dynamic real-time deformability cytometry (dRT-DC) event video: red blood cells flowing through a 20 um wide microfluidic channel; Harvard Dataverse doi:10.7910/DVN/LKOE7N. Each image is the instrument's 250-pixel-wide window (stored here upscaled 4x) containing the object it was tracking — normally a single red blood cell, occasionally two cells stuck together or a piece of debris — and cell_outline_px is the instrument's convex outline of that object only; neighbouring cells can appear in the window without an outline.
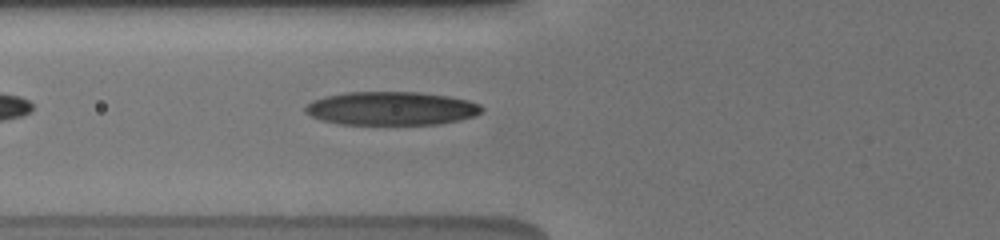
{"species": "human", "species_latin": "Homo sapiens", "temperature_condition": "cold", "stored_images_in_passage": 19, "camera_frame_rate_fps": 3000, "um_per_image_px": 0.085, "donor": {"sex": "male"}, "frame": {"image": 1, "passage_image": 8, "time_ms": 1.667, "image_size_px": [1000, 240], "cell_outline_px": [[484, 112], [476, 116], [460, 120], [440, 124], [340, 124], [320, 120], [304, 112], [304, 108], [312, 100], [324, 96], [344, 92], [420, 92], [448, 96], [468, 100], [480, 104], [484, 108]], "centroid_in_image_um": [33.28, 9.21], "position_along_channel_um": 92.5, "area_um2": 34.8}}